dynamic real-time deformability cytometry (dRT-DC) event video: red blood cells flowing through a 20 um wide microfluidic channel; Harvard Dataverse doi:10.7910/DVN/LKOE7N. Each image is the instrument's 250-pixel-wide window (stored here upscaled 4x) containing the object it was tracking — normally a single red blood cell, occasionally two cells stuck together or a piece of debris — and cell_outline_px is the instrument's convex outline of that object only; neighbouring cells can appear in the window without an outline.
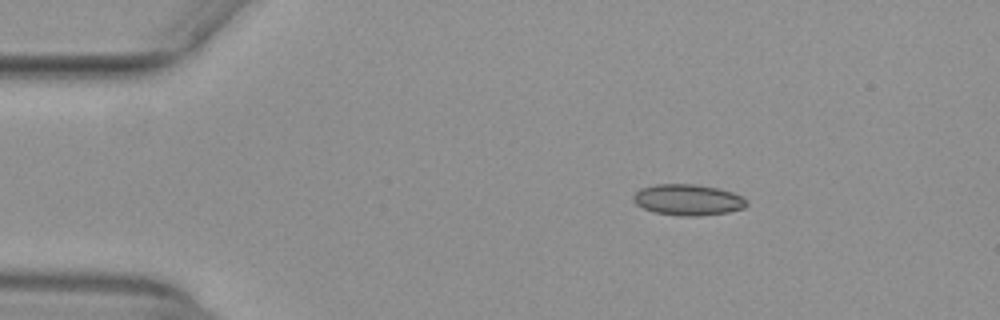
{"species": "common noctule bat (a hibernating species)", "species_latin": "Nyctalus noctula", "temperature_condition": "warm", "stored_images_in_passage": 51, "camera_frame_rate_fps": 3000, "um_per_image_px": 0.085, "animal": {"sex": "female", "body_mass_g": 29.2, "forearm_length_mm": 56.3}, "frame": {"image": 1, "passage_image": 8, "time_ms": 2.333, "image_size_px": [1000, 320], "cell_outline_px": [[748, 204], [744, 208], [728, 212], [696, 216], [680, 216], [652, 212], [636, 204], [632, 200], [632, 196], [640, 188], [656, 184], [696, 184], [720, 188], [732, 192], [740, 196]], "centroid_in_image_um": [58.44, 16.98], "position_along_channel_um": 26.6, "area_um2": 20.58}}
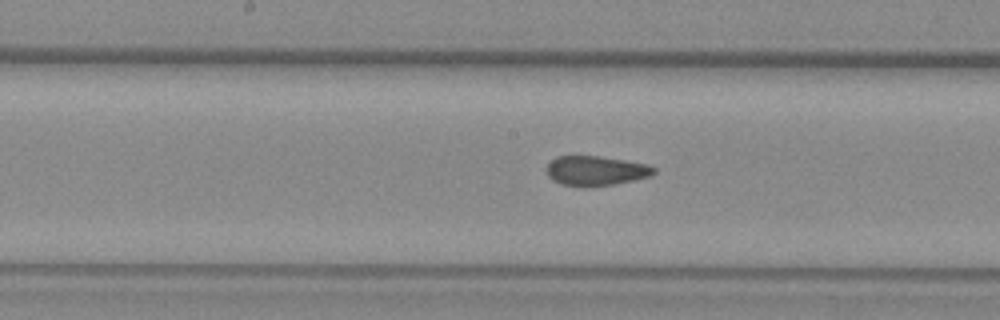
{"frame": {"image": 2, "passage_image": 26, "time_ms": 8.333, "image_size_px": [1000, 320], "cell_outline_px": [[656, 172], [652, 176], [616, 184], [560, 184], [552, 180], [548, 176], [548, 164], [556, 156], [596, 156], [624, 160], [648, 164], [656, 168]], "centroid_in_image_um": [50.7, 14.48], "position_along_channel_um": 197.5, "area_um2": 17.98}}
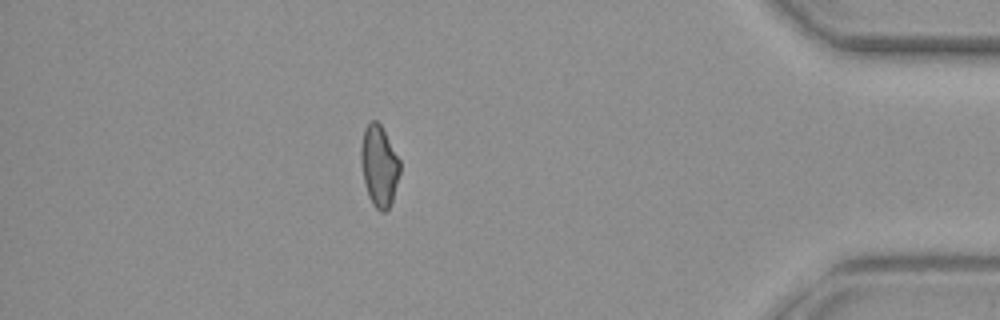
{"frame": {"image": 3, "passage_image": 45, "time_ms": 14.667, "image_size_px": [1000, 320], "cell_outline_px": [[400, 172], [392, 200], [388, 208], [384, 212], [380, 212], [372, 204], [368, 196], [364, 184], [360, 160], [360, 148], [364, 128], [368, 120], [376, 120], [380, 124], [400, 160]], "centroid_in_image_um": [32.2, 14.09], "position_along_channel_um": 403.0, "area_um2": 18.55}, "authors_computed_cell_mechanics": {"area_um2": 19.1318, "velocity_mm_per_s": 3.9684, "shape_relaxation_time_tau1_ms": null, "shape_relaxation_time_tau2_ms": 1.3616, "deformation_change_tau1": null, "deformation_change_tau2": 0.0797}}